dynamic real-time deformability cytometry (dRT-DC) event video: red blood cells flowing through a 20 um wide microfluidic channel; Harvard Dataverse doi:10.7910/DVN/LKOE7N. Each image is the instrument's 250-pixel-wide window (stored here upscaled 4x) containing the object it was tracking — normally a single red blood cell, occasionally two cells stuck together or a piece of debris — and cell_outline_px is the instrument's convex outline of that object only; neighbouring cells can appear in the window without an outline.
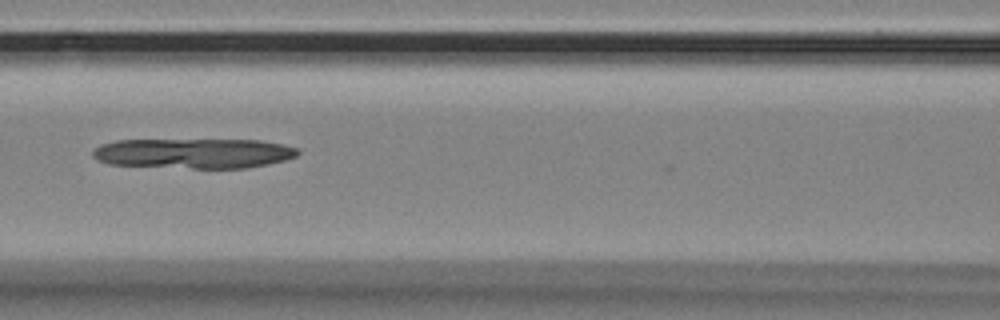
{"species": "Egyptian fruit bat (a non-hibernating species)", "species_latin": "Rousettus aegyptiacus", "temperature_condition": "room temperature", "stored_images_in_passage": 32, "camera_frame_rate_fps": 3000, "um_per_image_px": 0.085, "animal": {"sex": "female"}, "frame": {"image": 1, "passage_image": 11, "time_ms": 3.333, "image_size_px": [1000, 320], "cell_outline_px": [[300, 152], [296, 156], [284, 160], [268, 164], [248, 168], [192, 168], [108, 164], [92, 156], [92, 152], [100, 144], [116, 140], [260, 140], [300, 148]], "centroid_in_image_um": [16.49, 13.03], "position_along_channel_um": 150.1, "area_um2": 35.84}}